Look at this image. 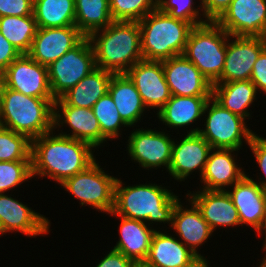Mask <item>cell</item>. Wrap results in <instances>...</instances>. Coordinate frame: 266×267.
Segmentation results:
<instances>
[{
	"label": "cell",
	"mask_w": 266,
	"mask_h": 267,
	"mask_svg": "<svg viewBox=\"0 0 266 267\" xmlns=\"http://www.w3.org/2000/svg\"><path fill=\"white\" fill-rule=\"evenodd\" d=\"M113 21L109 0H75V25L85 37Z\"/></svg>",
	"instance_id": "obj_31"
},
{
	"label": "cell",
	"mask_w": 266,
	"mask_h": 267,
	"mask_svg": "<svg viewBox=\"0 0 266 267\" xmlns=\"http://www.w3.org/2000/svg\"><path fill=\"white\" fill-rule=\"evenodd\" d=\"M63 127L66 129L64 130ZM54 130L60 135L85 141L97 151L108 143L101 134L99 122L92 108L69 106L61 98H57L54 102Z\"/></svg>",
	"instance_id": "obj_11"
},
{
	"label": "cell",
	"mask_w": 266,
	"mask_h": 267,
	"mask_svg": "<svg viewBox=\"0 0 266 267\" xmlns=\"http://www.w3.org/2000/svg\"><path fill=\"white\" fill-rule=\"evenodd\" d=\"M262 260H260L257 264H259L260 263V265L258 266V265H256V267H266V254L264 255V257L263 258H261Z\"/></svg>",
	"instance_id": "obj_46"
},
{
	"label": "cell",
	"mask_w": 266,
	"mask_h": 267,
	"mask_svg": "<svg viewBox=\"0 0 266 267\" xmlns=\"http://www.w3.org/2000/svg\"><path fill=\"white\" fill-rule=\"evenodd\" d=\"M183 135V136H182ZM175 140L172 147L171 163L168 176L176 182H187L195 174L201 177L212 146L199 134H182ZM199 172V173H197Z\"/></svg>",
	"instance_id": "obj_13"
},
{
	"label": "cell",
	"mask_w": 266,
	"mask_h": 267,
	"mask_svg": "<svg viewBox=\"0 0 266 267\" xmlns=\"http://www.w3.org/2000/svg\"><path fill=\"white\" fill-rule=\"evenodd\" d=\"M215 22L232 36L266 37V0H232Z\"/></svg>",
	"instance_id": "obj_12"
},
{
	"label": "cell",
	"mask_w": 266,
	"mask_h": 267,
	"mask_svg": "<svg viewBox=\"0 0 266 267\" xmlns=\"http://www.w3.org/2000/svg\"><path fill=\"white\" fill-rule=\"evenodd\" d=\"M21 53L0 32V72L17 59Z\"/></svg>",
	"instance_id": "obj_43"
},
{
	"label": "cell",
	"mask_w": 266,
	"mask_h": 267,
	"mask_svg": "<svg viewBox=\"0 0 266 267\" xmlns=\"http://www.w3.org/2000/svg\"><path fill=\"white\" fill-rule=\"evenodd\" d=\"M33 15V0H0V17Z\"/></svg>",
	"instance_id": "obj_39"
},
{
	"label": "cell",
	"mask_w": 266,
	"mask_h": 267,
	"mask_svg": "<svg viewBox=\"0 0 266 267\" xmlns=\"http://www.w3.org/2000/svg\"><path fill=\"white\" fill-rule=\"evenodd\" d=\"M136 127L138 129L131 130L126 138L128 142L125 141L129 159L131 158L132 163H137L139 165L137 167L142 170L154 171L153 169L162 168L168 172L174 143V138H171L173 135L155 127L154 129L139 125Z\"/></svg>",
	"instance_id": "obj_9"
},
{
	"label": "cell",
	"mask_w": 266,
	"mask_h": 267,
	"mask_svg": "<svg viewBox=\"0 0 266 267\" xmlns=\"http://www.w3.org/2000/svg\"><path fill=\"white\" fill-rule=\"evenodd\" d=\"M125 74L134 83L146 108L148 110L153 109L154 114L172 96L165 79L162 61L142 59L135 63Z\"/></svg>",
	"instance_id": "obj_15"
},
{
	"label": "cell",
	"mask_w": 266,
	"mask_h": 267,
	"mask_svg": "<svg viewBox=\"0 0 266 267\" xmlns=\"http://www.w3.org/2000/svg\"><path fill=\"white\" fill-rule=\"evenodd\" d=\"M251 177L246 174L226 191L237 208L241 226H249L259 235L266 222V192Z\"/></svg>",
	"instance_id": "obj_18"
},
{
	"label": "cell",
	"mask_w": 266,
	"mask_h": 267,
	"mask_svg": "<svg viewBox=\"0 0 266 267\" xmlns=\"http://www.w3.org/2000/svg\"><path fill=\"white\" fill-rule=\"evenodd\" d=\"M3 235L6 236V232H5V230H4L3 226H2V223L0 221V236H3Z\"/></svg>",
	"instance_id": "obj_47"
},
{
	"label": "cell",
	"mask_w": 266,
	"mask_h": 267,
	"mask_svg": "<svg viewBox=\"0 0 266 267\" xmlns=\"http://www.w3.org/2000/svg\"><path fill=\"white\" fill-rule=\"evenodd\" d=\"M84 37L76 25L38 28L28 55L41 65L48 66L75 47Z\"/></svg>",
	"instance_id": "obj_23"
},
{
	"label": "cell",
	"mask_w": 266,
	"mask_h": 267,
	"mask_svg": "<svg viewBox=\"0 0 266 267\" xmlns=\"http://www.w3.org/2000/svg\"><path fill=\"white\" fill-rule=\"evenodd\" d=\"M205 18L208 21H216L229 7L232 0H200Z\"/></svg>",
	"instance_id": "obj_42"
},
{
	"label": "cell",
	"mask_w": 266,
	"mask_h": 267,
	"mask_svg": "<svg viewBox=\"0 0 266 267\" xmlns=\"http://www.w3.org/2000/svg\"><path fill=\"white\" fill-rule=\"evenodd\" d=\"M144 60L163 61L183 55L194 26L158 8L138 21Z\"/></svg>",
	"instance_id": "obj_5"
},
{
	"label": "cell",
	"mask_w": 266,
	"mask_h": 267,
	"mask_svg": "<svg viewBox=\"0 0 266 267\" xmlns=\"http://www.w3.org/2000/svg\"><path fill=\"white\" fill-rule=\"evenodd\" d=\"M108 216L120 219L119 238L112 248L122 252L137 265L143 264L150 250L152 237L156 232L155 226L151 227L144 221L118 216L113 211Z\"/></svg>",
	"instance_id": "obj_26"
},
{
	"label": "cell",
	"mask_w": 266,
	"mask_h": 267,
	"mask_svg": "<svg viewBox=\"0 0 266 267\" xmlns=\"http://www.w3.org/2000/svg\"><path fill=\"white\" fill-rule=\"evenodd\" d=\"M184 200L189 203L185 205L180 199L175 205L170 229L193 253L198 257H205V255L199 253V247L203 244L205 246V243L209 242L210 238L214 236V232L202 217L197 206L186 196Z\"/></svg>",
	"instance_id": "obj_21"
},
{
	"label": "cell",
	"mask_w": 266,
	"mask_h": 267,
	"mask_svg": "<svg viewBox=\"0 0 266 267\" xmlns=\"http://www.w3.org/2000/svg\"><path fill=\"white\" fill-rule=\"evenodd\" d=\"M93 113L99 122L101 134L108 141L123 136V129L130 127L122 120L117 107L109 93L101 97L92 107ZM122 135V136H121Z\"/></svg>",
	"instance_id": "obj_33"
},
{
	"label": "cell",
	"mask_w": 266,
	"mask_h": 267,
	"mask_svg": "<svg viewBox=\"0 0 266 267\" xmlns=\"http://www.w3.org/2000/svg\"><path fill=\"white\" fill-rule=\"evenodd\" d=\"M37 29L34 15L0 17V32L21 54L29 53Z\"/></svg>",
	"instance_id": "obj_32"
},
{
	"label": "cell",
	"mask_w": 266,
	"mask_h": 267,
	"mask_svg": "<svg viewBox=\"0 0 266 267\" xmlns=\"http://www.w3.org/2000/svg\"><path fill=\"white\" fill-rule=\"evenodd\" d=\"M266 47V37H237L230 35L224 69L216 83L250 80L253 65Z\"/></svg>",
	"instance_id": "obj_16"
},
{
	"label": "cell",
	"mask_w": 266,
	"mask_h": 267,
	"mask_svg": "<svg viewBox=\"0 0 266 267\" xmlns=\"http://www.w3.org/2000/svg\"><path fill=\"white\" fill-rule=\"evenodd\" d=\"M258 94L256 86L251 80L215 83L212 85V97L220 105L233 114L249 121L253 117L251 116L253 111H251L250 107L255 106L254 103L259 99Z\"/></svg>",
	"instance_id": "obj_28"
},
{
	"label": "cell",
	"mask_w": 266,
	"mask_h": 267,
	"mask_svg": "<svg viewBox=\"0 0 266 267\" xmlns=\"http://www.w3.org/2000/svg\"><path fill=\"white\" fill-rule=\"evenodd\" d=\"M166 82L174 96H212V84L184 55L162 61Z\"/></svg>",
	"instance_id": "obj_22"
},
{
	"label": "cell",
	"mask_w": 266,
	"mask_h": 267,
	"mask_svg": "<svg viewBox=\"0 0 266 267\" xmlns=\"http://www.w3.org/2000/svg\"><path fill=\"white\" fill-rule=\"evenodd\" d=\"M148 182V183H147ZM144 183L127 185L117 178L113 212L118 216L140 220L156 230L171 226L172 214L180 194L173 192L169 186L160 185L152 180ZM157 225H162V228Z\"/></svg>",
	"instance_id": "obj_2"
},
{
	"label": "cell",
	"mask_w": 266,
	"mask_h": 267,
	"mask_svg": "<svg viewBox=\"0 0 266 267\" xmlns=\"http://www.w3.org/2000/svg\"><path fill=\"white\" fill-rule=\"evenodd\" d=\"M203 120L205 121L204 125L198 133L214 149L241 151L244 146L249 145L252 137L256 134L251 130V126L247 125L248 120L233 114L212 96L205 106L202 123ZM245 143L246 145H244Z\"/></svg>",
	"instance_id": "obj_7"
},
{
	"label": "cell",
	"mask_w": 266,
	"mask_h": 267,
	"mask_svg": "<svg viewBox=\"0 0 266 267\" xmlns=\"http://www.w3.org/2000/svg\"><path fill=\"white\" fill-rule=\"evenodd\" d=\"M211 96H174L172 95L168 102L156 113L158 118V123L164 124L165 128L163 130H177L178 134L183 129L185 134H195L198 133L200 128L197 121L200 122L203 119V113L207 102ZM202 118V119H201ZM197 122V123H196ZM195 123V124H194ZM195 126L194 128V125ZM189 127V128H188ZM189 130H188V129Z\"/></svg>",
	"instance_id": "obj_19"
},
{
	"label": "cell",
	"mask_w": 266,
	"mask_h": 267,
	"mask_svg": "<svg viewBox=\"0 0 266 267\" xmlns=\"http://www.w3.org/2000/svg\"><path fill=\"white\" fill-rule=\"evenodd\" d=\"M47 67L51 93L55 99L60 98L96 68L89 38L84 37L75 47Z\"/></svg>",
	"instance_id": "obj_10"
},
{
	"label": "cell",
	"mask_w": 266,
	"mask_h": 267,
	"mask_svg": "<svg viewBox=\"0 0 266 267\" xmlns=\"http://www.w3.org/2000/svg\"><path fill=\"white\" fill-rule=\"evenodd\" d=\"M95 151L85 141L52 130L31 140L32 176L34 179L50 178L60 185L93 164L97 160Z\"/></svg>",
	"instance_id": "obj_1"
},
{
	"label": "cell",
	"mask_w": 266,
	"mask_h": 267,
	"mask_svg": "<svg viewBox=\"0 0 266 267\" xmlns=\"http://www.w3.org/2000/svg\"><path fill=\"white\" fill-rule=\"evenodd\" d=\"M167 232L157 229L154 233L144 267H188L199 258L172 231Z\"/></svg>",
	"instance_id": "obj_25"
},
{
	"label": "cell",
	"mask_w": 266,
	"mask_h": 267,
	"mask_svg": "<svg viewBox=\"0 0 266 267\" xmlns=\"http://www.w3.org/2000/svg\"><path fill=\"white\" fill-rule=\"evenodd\" d=\"M229 34L216 22L195 26L183 55L214 85L224 69Z\"/></svg>",
	"instance_id": "obj_6"
},
{
	"label": "cell",
	"mask_w": 266,
	"mask_h": 267,
	"mask_svg": "<svg viewBox=\"0 0 266 267\" xmlns=\"http://www.w3.org/2000/svg\"><path fill=\"white\" fill-rule=\"evenodd\" d=\"M31 161V140L0 126V162Z\"/></svg>",
	"instance_id": "obj_34"
},
{
	"label": "cell",
	"mask_w": 266,
	"mask_h": 267,
	"mask_svg": "<svg viewBox=\"0 0 266 267\" xmlns=\"http://www.w3.org/2000/svg\"><path fill=\"white\" fill-rule=\"evenodd\" d=\"M137 264L131 259L127 258L122 252L113 248L110 249L99 260L95 267H136Z\"/></svg>",
	"instance_id": "obj_41"
},
{
	"label": "cell",
	"mask_w": 266,
	"mask_h": 267,
	"mask_svg": "<svg viewBox=\"0 0 266 267\" xmlns=\"http://www.w3.org/2000/svg\"><path fill=\"white\" fill-rule=\"evenodd\" d=\"M95 65L113 74H125L143 59L138 21H113L104 29L91 33Z\"/></svg>",
	"instance_id": "obj_3"
},
{
	"label": "cell",
	"mask_w": 266,
	"mask_h": 267,
	"mask_svg": "<svg viewBox=\"0 0 266 267\" xmlns=\"http://www.w3.org/2000/svg\"><path fill=\"white\" fill-rule=\"evenodd\" d=\"M3 74V86L24 95L37 98H54L48 79V67L21 54Z\"/></svg>",
	"instance_id": "obj_14"
},
{
	"label": "cell",
	"mask_w": 266,
	"mask_h": 267,
	"mask_svg": "<svg viewBox=\"0 0 266 267\" xmlns=\"http://www.w3.org/2000/svg\"><path fill=\"white\" fill-rule=\"evenodd\" d=\"M136 267H144L142 264L137 265Z\"/></svg>",
	"instance_id": "obj_49"
},
{
	"label": "cell",
	"mask_w": 266,
	"mask_h": 267,
	"mask_svg": "<svg viewBox=\"0 0 266 267\" xmlns=\"http://www.w3.org/2000/svg\"><path fill=\"white\" fill-rule=\"evenodd\" d=\"M211 263L207 257H199L188 267H209ZM211 267V266H210Z\"/></svg>",
	"instance_id": "obj_44"
},
{
	"label": "cell",
	"mask_w": 266,
	"mask_h": 267,
	"mask_svg": "<svg viewBox=\"0 0 266 267\" xmlns=\"http://www.w3.org/2000/svg\"><path fill=\"white\" fill-rule=\"evenodd\" d=\"M113 73L96 67L60 98L69 106L92 108L108 93Z\"/></svg>",
	"instance_id": "obj_29"
},
{
	"label": "cell",
	"mask_w": 266,
	"mask_h": 267,
	"mask_svg": "<svg viewBox=\"0 0 266 267\" xmlns=\"http://www.w3.org/2000/svg\"><path fill=\"white\" fill-rule=\"evenodd\" d=\"M250 152L253 155V158L256 159L255 163L259 167V171L261 170V177L260 173L255 174V180L266 192V137H262L259 134H255L251 142L249 143ZM259 174V175H258ZM261 177V178H260ZM265 179V180H264Z\"/></svg>",
	"instance_id": "obj_38"
},
{
	"label": "cell",
	"mask_w": 266,
	"mask_h": 267,
	"mask_svg": "<svg viewBox=\"0 0 266 267\" xmlns=\"http://www.w3.org/2000/svg\"><path fill=\"white\" fill-rule=\"evenodd\" d=\"M10 193L0 194V221L6 234L18 232L32 238L50 234L51 221L48 217L13 198L14 194Z\"/></svg>",
	"instance_id": "obj_17"
},
{
	"label": "cell",
	"mask_w": 266,
	"mask_h": 267,
	"mask_svg": "<svg viewBox=\"0 0 266 267\" xmlns=\"http://www.w3.org/2000/svg\"><path fill=\"white\" fill-rule=\"evenodd\" d=\"M108 93L111 95L122 120L132 129L143 122L148 110L134 83L126 74H113Z\"/></svg>",
	"instance_id": "obj_27"
},
{
	"label": "cell",
	"mask_w": 266,
	"mask_h": 267,
	"mask_svg": "<svg viewBox=\"0 0 266 267\" xmlns=\"http://www.w3.org/2000/svg\"><path fill=\"white\" fill-rule=\"evenodd\" d=\"M55 98H37L2 86L0 126L33 140L54 130Z\"/></svg>",
	"instance_id": "obj_4"
},
{
	"label": "cell",
	"mask_w": 266,
	"mask_h": 267,
	"mask_svg": "<svg viewBox=\"0 0 266 267\" xmlns=\"http://www.w3.org/2000/svg\"><path fill=\"white\" fill-rule=\"evenodd\" d=\"M197 1V0H196ZM195 0H157V8L171 17L191 23L194 27L209 22L204 15L201 1Z\"/></svg>",
	"instance_id": "obj_35"
},
{
	"label": "cell",
	"mask_w": 266,
	"mask_h": 267,
	"mask_svg": "<svg viewBox=\"0 0 266 267\" xmlns=\"http://www.w3.org/2000/svg\"><path fill=\"white\" fill-rule=\"evenodd\" d=\"M2 86H3V74H2V72H0V96H1Z\"/></svg>",
	"instance_id": "obj_48"
},
{
	"label": "cell",
	"mask_w": 266,
	"mask_h": 267,
	"mask_svg": "<svg viewBox=\"0 0 266 267\" xmlns=\"http://www.w3.org/2000/svg\"><path fill=\"white\" fill-rule=\"evenodd\" d=\"M32 176L31 161L0 162V194L18 189L23 183L30 182Z\"/></svg>",
	"instance_id": "obj_37"
},
{
	"label": "cell",
	"mask_w": 266,
	"mask_h": 267,
	"mask_svg": "<svg viewBox=\"0 0 266 267\" xmlns=\"http://www.w3.org/2000/svg\"><path fill=\"white\" fill-rule=\"evenodd\" d=\"M33 15L38 28L75 25V0H33Z\"/></svg>",
	"instance_id": "obj_30"
},
{
	"label": "cell",
	"mask_w": 266,
	"mask_h": 267,
	"mask_svg": "<svg viewBox=\"0 0 266 267\" xmlns=\"http://www.w3.org/2000/svg\"><path fill=\"white\" fill-rule=\"evenodd\" d=\"M238 150L212 149L205 164L199 189L226 191L245 175V168L237 160ZM238 154V155H237Z\"/></svg>",
	"instance_id": "obj_24"
},
{
	"label": "cell",
	"mask_w": 266,
	"mask_h": 267,
	"mask_svg": "<svg viewBox=\"0 0 266 267\" xmlns=\"http://www.w3.org/2000/svg\"><path fill=\"white\" fill-rule=\"evenodd\" d=\"M98 159L87 169L66 179L59 186L80 201L79 206L108 215L114 208L115 183L118 177L101 167Z\"/></svg>",
	"instance_id": "obj_8"
},
{
	"label": "cell",
	"mask_w": 266,
	"mask_h": 267,
	"mask_svg": "<svg viewBox=\"0 0 266 267\" xmlns=\"http://www.w3.org/2000/svg\"><path fill=\"white\" fill-rule=\"evenodd\" d=\"M188 191L185 196L197 206L202 217L209 224L213 232L217 228L229 227V229L232 228L233 230L237 226H241L237 208L227 191L198 188L193 192Z\"/></svg>",
	"instance_id": "obj_20"
},
{
	"label": "cell",
	"mask_w": 266,
	"mask_h": 267,
	"mask_svg": "<svg viewBox=\"0 0 266 267\" xmlns=\"http://www.w3.org/2000/svg\"><path fill=\"white\" fill-rule=\"evenodd\" d=\"M250 80L256 86L260 96L261 94L266 95V47L261 51L253 65Z\"/></svg>",
	"instance_id": "obj_40"
},
{
	"label": "cell",
	"mask_w": 266,
	"mask_h": 267,
	"mask_svg": "<svg viewBox=\"0 0 266 267\" xmlns=\"http://www.w3.org/2000/svg\"><path fill=\"white\" fill-rule=\"evenodd\" d=\"M258 236L259 237L264 236L263 237L264 240H263V244H262V247H263L262 250L264 251V253H266V222H265L264 228L262 229L261 233Z\"/></svg>",
	"instance_id": "obj_45"
},
{
	"label": "cell",
	"mask_w": 266,
	"mask_h": 267,
	"mask_svg": "<svg viewBox=\"0 0 266 267\" xmlns=\"http://www.w3.org/2000/svg\"><path fill=\"white\" fill-rule=\"evenodd\" d=\"M114 21H140L157 8V0H109Z\"/></svg>",
	"instance_id": "obj_36"
}]
</instances>
